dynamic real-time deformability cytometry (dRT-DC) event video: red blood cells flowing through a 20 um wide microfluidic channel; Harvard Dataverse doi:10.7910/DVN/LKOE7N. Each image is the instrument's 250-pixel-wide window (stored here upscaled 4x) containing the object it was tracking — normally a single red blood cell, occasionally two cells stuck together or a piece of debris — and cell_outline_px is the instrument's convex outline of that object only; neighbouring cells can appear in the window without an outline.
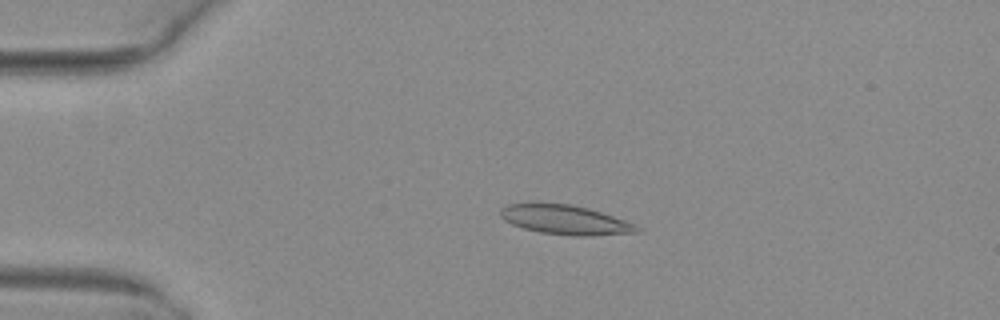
{"species": "common noctule bat (a hibernating species)", "species_latin": "Nyctalus noctula", "temperature_condition": "warm", "stored_images_in_passage": 2, "camera_frame_rate_fps": 3000, "um_per_image_px": 0.085, "animal": {"sex": "female", "body_mass_g": 29.2, "forearm_length_mm": 56.3}, "frame": {"image": 1, "passage_image": 1, "time_ms": 0.0, "image_size_px": [1000, 320], "cell_outline_px": [[640, 232], [588, 236], [572, 236], [540, 232], [524, 228], [512, 224], [504, 220], [500, 216], [500, 208], [508, 204], [528, 200], [572, 204], [588, 208], [636, 224], [640, 228]], "centroid_in_image_um": [47.96, 18.64], "position_along_channel_um": 37.0, "area_um2": 24.04}}